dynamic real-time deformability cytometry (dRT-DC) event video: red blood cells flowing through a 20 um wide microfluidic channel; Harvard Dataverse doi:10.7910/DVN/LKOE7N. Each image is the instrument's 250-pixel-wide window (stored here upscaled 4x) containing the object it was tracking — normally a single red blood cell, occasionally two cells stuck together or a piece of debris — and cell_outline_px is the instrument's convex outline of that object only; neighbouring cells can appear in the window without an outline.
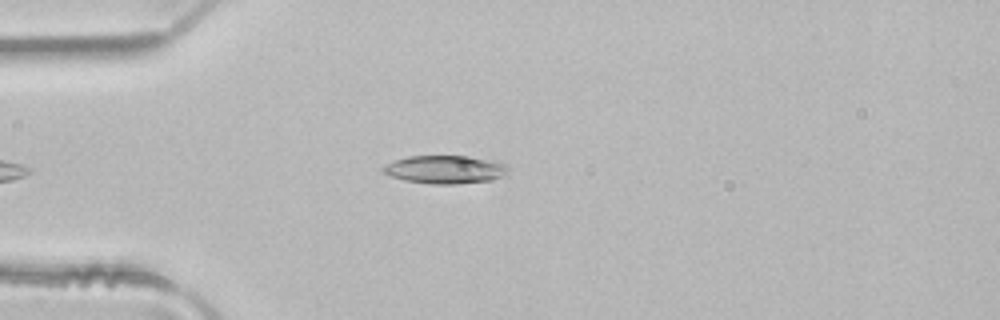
{"species": "common noctule bat (a hibernating species)", "species_latin": "Nyctalus noctula", "temperature_condition": "room temperature", "stored_images_in_passage": 5, "camera_frame_rate_fps": 3000, "um_per_image_px": 0.085, "animal": {"sex": "male", "body_mass_g": 21.5, "forearm_length_mm": 52.0}, "frame": {"image": 1, "passage_image": 5, "time_ms": 1.333, "image_size_px": [1000, 320], "cell_outline_px": [[508, 172], [492, 180], [456, 184], [432, 184], [404, 180], [392, 176], [384, 172], [380, 168], [396, 160], [408, 156], [468, 156], [504, 164], [508, 168]], "centroid_in_image_um": [37.8, 14.41], "position_along_channel_um": 47.2, "area_um2": 20.11}}